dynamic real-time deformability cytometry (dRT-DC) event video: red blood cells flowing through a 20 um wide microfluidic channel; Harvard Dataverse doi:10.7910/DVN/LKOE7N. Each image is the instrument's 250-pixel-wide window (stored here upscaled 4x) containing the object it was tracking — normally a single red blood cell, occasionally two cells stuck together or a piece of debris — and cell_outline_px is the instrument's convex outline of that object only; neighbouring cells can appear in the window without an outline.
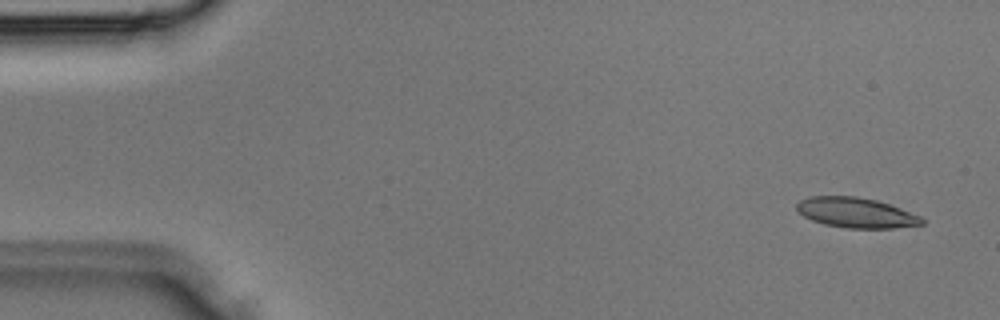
{"species": "Egyptian fruit bat (a non-hibernating species)", "species_latin": "Rousettus aegyptiacus", "temperature_condition": "room temperature", "stored_images_in_passage": 36, "camera_frame_rate_fps": 3000, "um_per_image_px": 0.085, "animal": {"sex": "male"}, "frame": {"image": 1, "passage_image": 2, "time_ms": 0.333, "image_size_px": [1000, 320], "cell_outline_px": [[924, 224], [892, 228], [848, 228], [824, 224], [812, 220], [804, 216], [796, 208], [796, 204], [800, 200], [808, 196], [856, 196], [876, 200], [900, 208], [920, 216], [924, 220]], "centroid_in_image_um": [72.75, 18.07], "position_along_channel_um": 12.3, "area_um2": 21.85}}
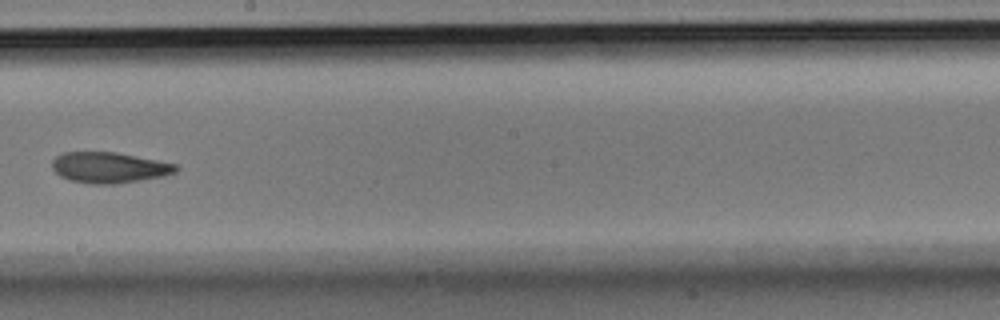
{"frame": {"image": 2, "passage_image": 20, "time_ms": 6.333, "image_size_px": [1000, 320], "cell_outline_px": [[180, 168], [176, 172], [164, 176], [116, 184], [92, 184], [72, 180], [60, 176], [52, 168], [52, 160], [56, 156], [64, 152], [116, 152], [176, 164]], "centroid_in_image_um": [9.29, 14.24], "position_along_channel_um": 238.9, "area_um2": 22.14}}
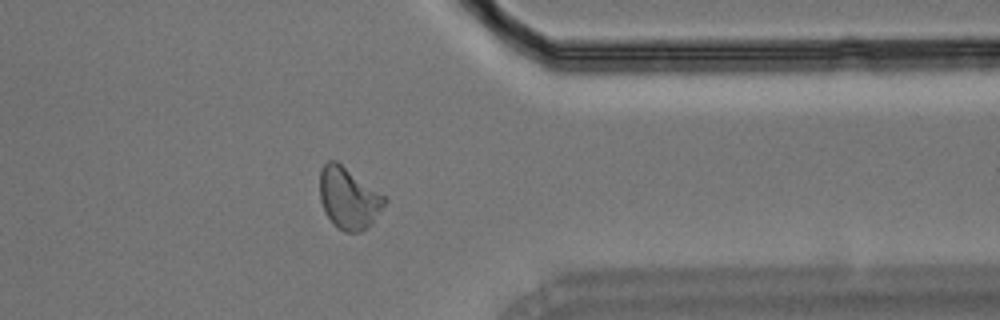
{"frame": {"image": 3, "passage_image": 28, "time_ms": 9.0, "image_size_px": [1000, 320], "cell_outline_px": [[388, 200], [372, 224], [360, 232], [344, 232], [324, 212], [320, 200], [320, 168], [328, 160], [336, 160], [388, 196]], "centroid_in_image_um": [29.67, 16.81], "position_along_channel_um": 381.7, "area_um2": 23.52}}